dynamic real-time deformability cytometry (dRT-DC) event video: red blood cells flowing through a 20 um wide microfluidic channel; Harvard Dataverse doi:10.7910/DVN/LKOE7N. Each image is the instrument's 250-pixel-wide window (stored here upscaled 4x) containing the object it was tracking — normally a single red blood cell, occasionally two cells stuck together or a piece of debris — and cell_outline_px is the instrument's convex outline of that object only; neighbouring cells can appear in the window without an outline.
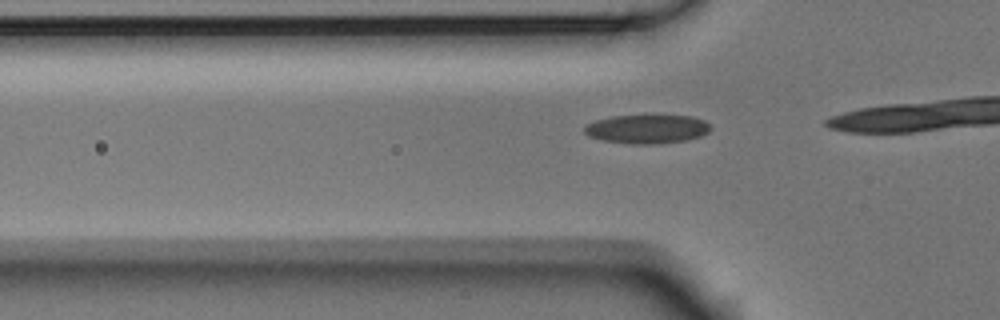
{"species": "Egyptian fruit bat (a non-hibernating species)", "species_latin": "Rousettus aegyptiacus", "temperature_condition": "room temperature", "stored_images_in_passage": 15, "camera_frame_rate_fps": 3000, "um_per_image_px": 0.085, "animal": {"sex": "male"}, "frame": {"image": 1, "passage_image": 12, "time_ms": 3.667, "image_size_px": [1000, 320], "cell_outline_px": [[712, 128], [708, 132], [700, 136], [688, 140], [656, 144], [632, 144], [604, 140], [588, 136], [584, 132], [584, 128], [588, 124], [596, 120], [612, 116], [692, 116], [704, 120]], "centroid_in_image_um": [55.02, 10.97], "position_along_channel_um": 70.8, "area_um2": 21.04}}